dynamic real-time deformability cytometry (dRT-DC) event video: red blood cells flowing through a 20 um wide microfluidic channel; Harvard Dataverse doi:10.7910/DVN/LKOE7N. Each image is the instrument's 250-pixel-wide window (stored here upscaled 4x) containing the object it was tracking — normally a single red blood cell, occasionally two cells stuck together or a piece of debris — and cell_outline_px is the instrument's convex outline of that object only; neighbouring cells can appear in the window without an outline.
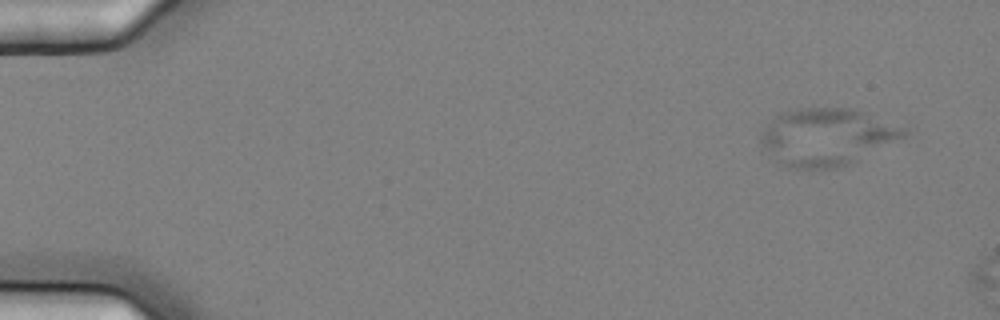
{"species": "common noctule bat (a hibernating species)", "species_latin": "Nyctalus noctula", "temperature_condition": "cold", "stored_images_in_passage": 5, "camera_frame_rate_fps": 3000, "um_per_image_px": 0.085, "animal": {"sex": "female", "body_mass_g": 25.1}, "frame": {"image": 1, "passage_image": 2, "time_ms": 0.333, "image_size_px": [1000, 320], "cell_outline_px": [[912, 128], [908, 136], [840, 168], [788, 168], [776, 164], [760, 152], [760, 128], [776, 116], [788, 108], [852, 108]], "centroid_in_image_um": [70.22, 11.64], "position_along_channel_um": 14.8, "area_um2": 49.36}}